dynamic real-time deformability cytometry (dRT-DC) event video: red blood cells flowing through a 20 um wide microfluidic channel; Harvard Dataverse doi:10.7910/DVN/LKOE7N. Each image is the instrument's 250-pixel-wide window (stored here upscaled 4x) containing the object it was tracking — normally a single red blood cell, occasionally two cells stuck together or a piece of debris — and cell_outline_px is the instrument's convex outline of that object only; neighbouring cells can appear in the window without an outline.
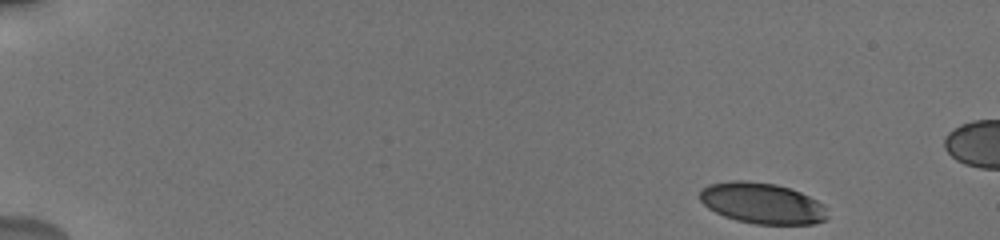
{"species": "human", "species_latin": "Homo sapiens", "temperature_condition": "cold", "stored_images_in_passage": 27, "camera_frame_rate_fps": 3000, "um_per_image_px": 0.085, "donor": {"sex": "male"}, "frame": {"image": 1, "passage_image": 1, "time_ms": 0.0, "image_size_px": [1000, 240], "cell_outline_px": [[828, 216], [824, 220], [812, 224], [756, 224], [736, 220], [724, 216], [708, 208], [700, 200], [700, 188], [708, 184], [728, 180], [744, 180], [776, 184], [800, 192], [824, 204]], "centroid_in_image_um": [64.75, 17.26], "position_along_channel_um": 20.2, "area_um2": 30.52}}